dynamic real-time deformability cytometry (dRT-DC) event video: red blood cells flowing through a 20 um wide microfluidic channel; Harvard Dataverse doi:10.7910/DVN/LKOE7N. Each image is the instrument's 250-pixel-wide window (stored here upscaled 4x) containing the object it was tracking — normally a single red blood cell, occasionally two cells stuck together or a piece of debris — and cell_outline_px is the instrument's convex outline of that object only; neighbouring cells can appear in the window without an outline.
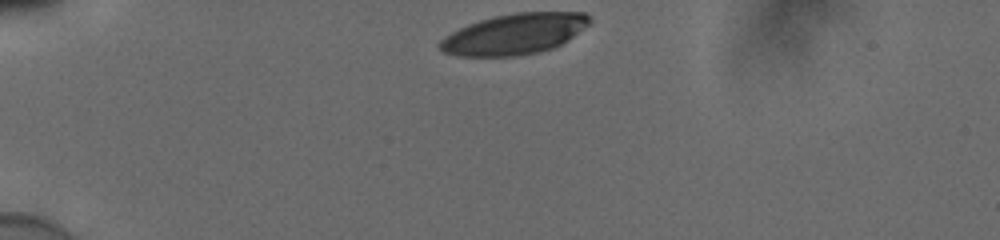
{"species": "human", "species_latin": "Homo sapiens", "temperature_condition": "cold", "stored_images_in_passage": 34, "camera_frame_rate_fps": 3000, "um_per_image_px": 0.085, "donor": {"sex": "male"}, "frame": {"image": 1, "passage_image": 1, "time_ms": 0.0, "image_size_px": [1000, 240], "cell_outline_px": [[592, 20], [588, 24], [568, 40], [552, 48], [536, 52], [516, 56], [460, 56], [444, 52], [436, 44], [444, 36], [468, 24], [480, 20], [496, 16], [516, 12], [584, 12]], "centroid_in_image_um": [43.7, 2.89], "position_along_channel_um": 41.3, "area_um2": 35.26}}
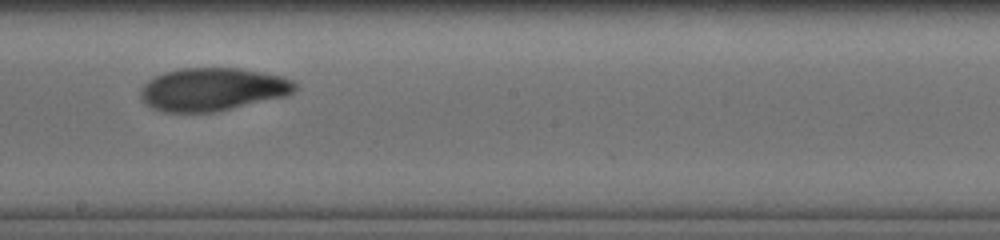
{"frame": {"image": 2, "passage_image": 20, "time_ms": 6.333, "image_size_px": [1000, 240], "cell_outline_px": [[300, 88], [296, 92], [288, 96], [212, 112], [164, 112], [152, 108], [144, 104], [140, 100], [140, 88], [148, 80], [164, 72], [180, 68], [240, 68], [264, 72], [296, 80]], "centroid_in_image_um": [18.1, 7.59], "position_along_channel_um": 230.1, "area_um2": 39.25}}
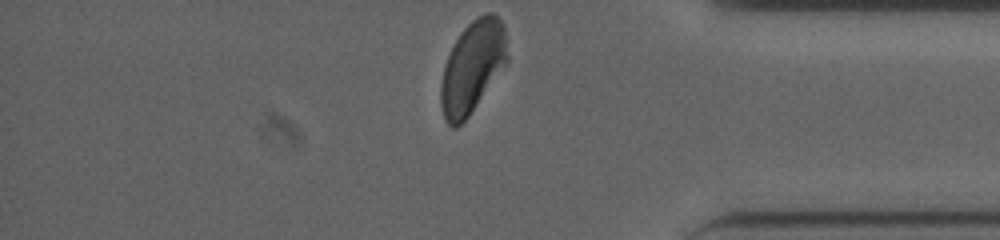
{"frame": {"image": 3, "passage_image": 34, "time_ms": 11.0, "image_size_px": [1000, 240], "cell_outline_px": [[508, 64], [468, 116], [456, 128], [452, 128], [444, 120], [440, 104], [440, 88], [444, 64], [460, 32], [476, 16], [484, 12], [492, 12], [504, 24], [508, 56]], "centroid_in_image_um": [40.17, 5.69], "position_along_channel_um": 395.0, "area_um2": 35.95}, "authors_computed_cell_mechanics": {"area_um2": 38.726, "velocity_mm_per_s": 3.837, "shape_relaxation_time_tau1_ms": 4.2017, "shape_relaxation_time_tau2_ms": 2.0554, "deformation_change_tau1": 0.166, "deformation_change_tau2": 0.07}}